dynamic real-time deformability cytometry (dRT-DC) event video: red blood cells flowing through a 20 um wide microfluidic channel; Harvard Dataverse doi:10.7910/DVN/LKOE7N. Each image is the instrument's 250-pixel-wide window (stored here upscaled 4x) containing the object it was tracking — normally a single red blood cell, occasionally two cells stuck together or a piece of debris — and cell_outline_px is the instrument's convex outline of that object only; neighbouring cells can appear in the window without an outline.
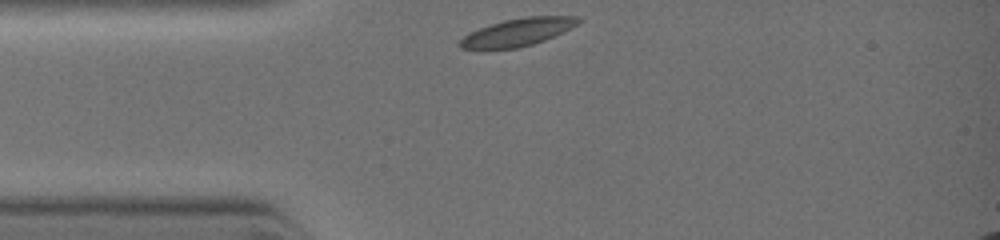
{"species": "common noctule bat (a hibernating species)", "species_latin": "Nyctalus noctula", "temperature_condition": "warm", "stored_images_in_passage": 12, "camera_frame_rate_fps": 3000, "um_per_image_px": 0.085, "animal": {"sex": "female", "body_mass_g": 19.0, "forearm_length_mm": 51.5}, "frame": {"image": 1, "passage_image": 1, "time_ms": 0.0, "image_size_px": [1000, 240], "cell_outline_px": [[584, 20], [544, 40], [532, 44], [516, 48], [460, 48], [460, 40], [464, 36], [480, 28], [504, 20], [528, 16], [584, 16]], "centroid_in_image_um": [44.06, 2.71], "position_along_channel_um": 40.9, "area_um2": 18.5}}
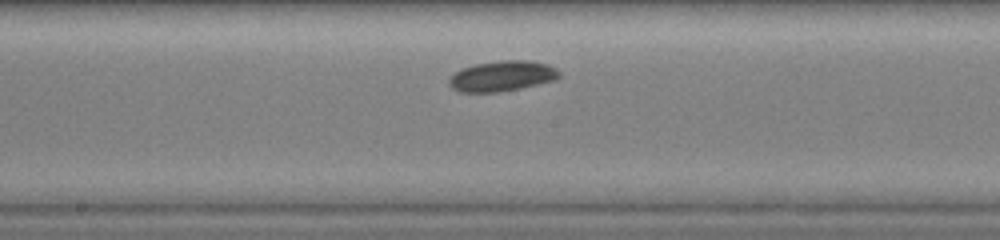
{"frame": {"image": 2, "passage_image": 9, "time_ms": 3.333, "image_size_px": [1000, 240], "cell_outline_px": [[560, 76], [556, 80], [520, 88], [496, 92], [460, 92], [452, 88], [448, 84], [448, 80], [456, 72], [464, 68], [476, 64], [500, 60], [528, 60], [548, 64], [556, 68], [560, 72]], "centroid_in_image_um": [42.71, 6.46], "position_along_channel_um": 205.5, "area_um2": 19.48}}
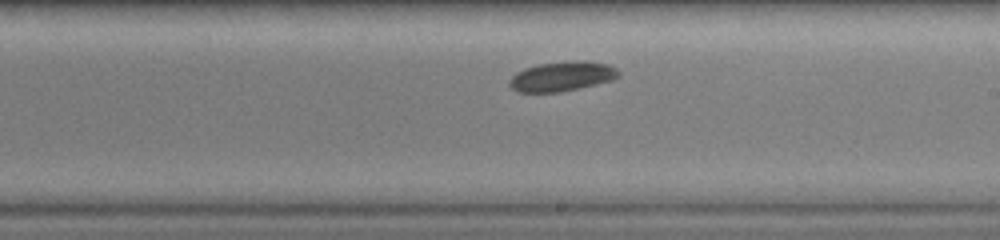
{"frame": {"image": 3, "passage_image": 11, "time_ms": 4.0, "image_size_px": [1000, 240], "cell_outline_px": [[620, 76], [612, 80], [560, 92], [516, 92], [508, 84], [508, 80], [516, 72], [524, 68], [540, 64], [572, 60], [588, 60], [608, 64], [616, 68], [620, 72]], "centroid_in_image_um": [47.76, 6.48], "position_along_channel_um": 241.2, "area_um2": 19.02}}